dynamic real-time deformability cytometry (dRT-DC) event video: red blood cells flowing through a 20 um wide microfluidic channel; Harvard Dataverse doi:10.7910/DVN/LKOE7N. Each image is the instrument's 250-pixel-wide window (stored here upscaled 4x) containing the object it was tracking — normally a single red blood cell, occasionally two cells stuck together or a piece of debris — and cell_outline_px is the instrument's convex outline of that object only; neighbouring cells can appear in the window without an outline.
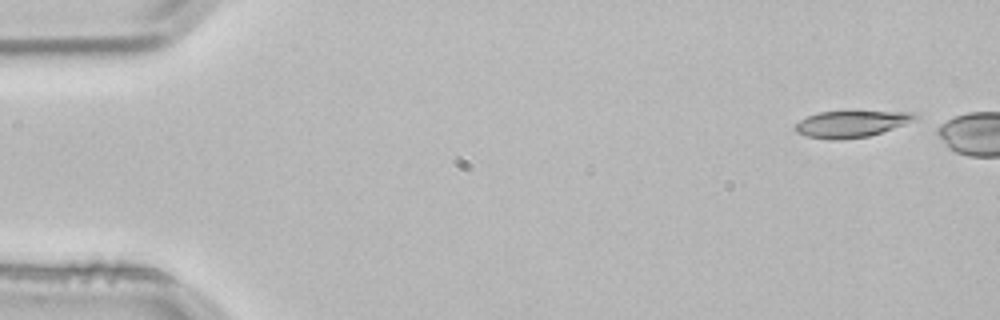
{"species": "common noctule bat (a hibernating species)", "species_latin": "Nyctalus noctula", "temperature_condition": "room temperature", "stored_images_in_passage": 2, "camera_frame_rate_fps": 3000, "um_per_image_px": 0.085, "animal": {"sex": "male", "body_mass_g": 21.5, "forearm_length_mm": 52.0}, "frame": {"image": 1, "passage_image": 1, "time_ms": 0.0, "image_size_px": [1000, 320], "cell_outline_px": [[920, 120], [868, 136], [836, 140], [808, 136], [796, 132], [792, 128], [800, 120], [808, 116], [820, 112], [912, 112], [920, 116]], "centroid_in_image_um": [72.41, 10.53], "position_along_channel_um": 12.6, "area_um2": 18.38}}